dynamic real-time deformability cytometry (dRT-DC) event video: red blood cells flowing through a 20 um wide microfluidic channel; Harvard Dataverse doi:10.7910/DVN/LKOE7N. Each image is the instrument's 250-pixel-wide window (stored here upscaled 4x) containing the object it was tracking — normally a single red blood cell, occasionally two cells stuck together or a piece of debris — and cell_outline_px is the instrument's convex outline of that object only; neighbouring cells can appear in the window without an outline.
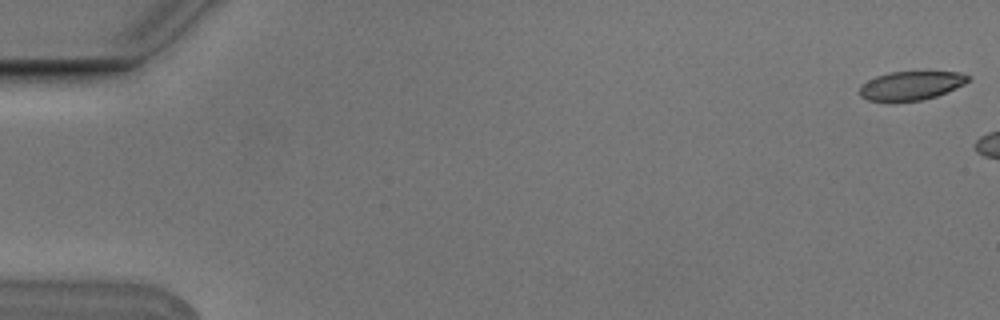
{"species": "Egyptian fruit bat (a non-hibernating species)", "species_latin": "Rousettus aegyptiacus", "temperature_condition": "cold", "stored_images_in_passage": 5, "camera_frame_rate_fps": 3000, "um_per_image_px": 0.085, "animal": {"sex": "male"}, "frame": {"image": 1, "passage_image": 1, "time_ms": 0.0, "image_size_px": [1000, 320], "cell_outline_px": [[972, 80], [956, 88], [936, 96], [920, 100], [888, 104], [868, 100], [860, 96], [860, 84], [876, 76], [888, 72], [960, 72], [972, 76]], "centroid_in_image_um": [77.41, 7.3], "position_along_channel_um": 7.6, "area_um2": 18.79}}